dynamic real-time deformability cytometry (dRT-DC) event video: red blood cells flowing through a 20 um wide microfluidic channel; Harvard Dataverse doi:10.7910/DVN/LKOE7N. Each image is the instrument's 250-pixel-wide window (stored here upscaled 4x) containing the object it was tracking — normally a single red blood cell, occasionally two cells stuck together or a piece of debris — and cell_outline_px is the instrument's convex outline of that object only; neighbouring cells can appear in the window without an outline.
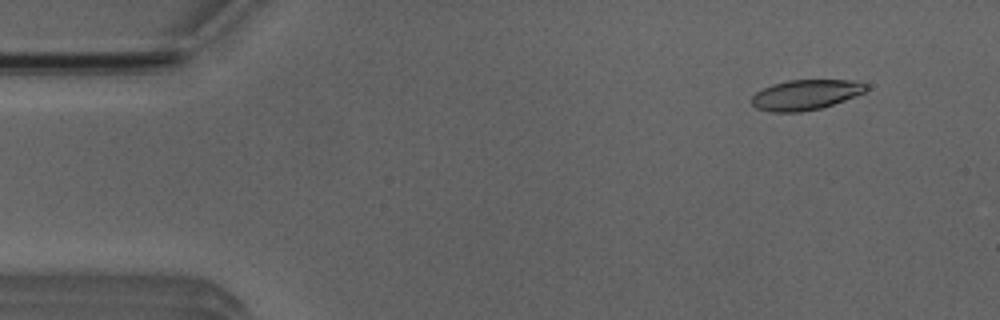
{"species": "Egyptian fruit bat (a non-hibernating species)", "species_latin": "Rousettus aegyptiacus", "temperature_condition": "room temperature", "stored_images_in_passage": 48, "camera_frame_rate_fps": 3000, "um_per_image_px": 0.085, "animal": {"sex": "male"}, "frame": {"image": 1, "passage_image": 2, "time_ms": 0.333, "image_size_px": [1000, 320], "cell_outline_px": [[868, 88], [864, 92], [844, 100], [820, 108], [800, 112], [768, 112], [756, 108], [752, 104], [752, 96], [756, 92], [772, 84], [788, 80], [856, 80], [868, 84]], "centroid_in_image_um": [68.47, 8.05], "position_along_channel_um": 16.5, "area_um2": 20.11}}
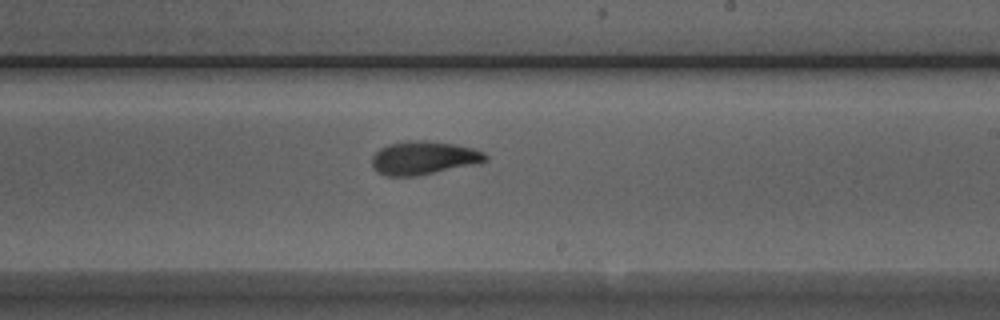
{"frame": {"image": 2, "passage_image": 27, "time_ms": 8.667, "image_size_px": [1000, 320], "cell_outline_px": [[488, 160], [480, 164], [416, 176], [388, 176], [376, 172], [372, 168], [372, 156], [380, 148], [388, 144], [408, 140], [424, 140], [456, 144], [472, 148], [484, 152], [488, 156]], "centroid_in_image_um": [36.03, 13.42], "position_along_channel_um": 253.0, "area_um2": 22.48}}
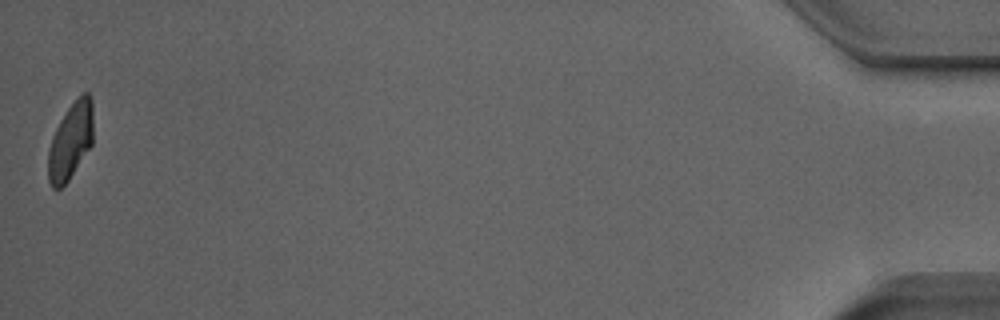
{"frame": {"image": 3, "passage_image": 48, "time_ms": 15.667, "image_size_px": [1000, 320], "cell_outline_px": [[92, 144], [68, 180], [60, 188], [52, 188], [48, 180], [48, 152], [52, 136], [60, 120], [68, 108], [84, 92], [88, 92], [92, 96]], "centroid_in_image_um": [5.99, 11.98], "position_along_channel_um": 429.2, "area_um2": 19.83}, "authors_computed_cell_mechanics": {"area_um2": 21.2993, "velocity_mm_per_s": 3.9949, "shape_relaxation_time_tau1_ms": 4.0941, "shape_relaxation_time_tau2_ms": 2.3178, "deformation_change_tau1": 0.1546, "deformation_change_tau2": 0.0879}}